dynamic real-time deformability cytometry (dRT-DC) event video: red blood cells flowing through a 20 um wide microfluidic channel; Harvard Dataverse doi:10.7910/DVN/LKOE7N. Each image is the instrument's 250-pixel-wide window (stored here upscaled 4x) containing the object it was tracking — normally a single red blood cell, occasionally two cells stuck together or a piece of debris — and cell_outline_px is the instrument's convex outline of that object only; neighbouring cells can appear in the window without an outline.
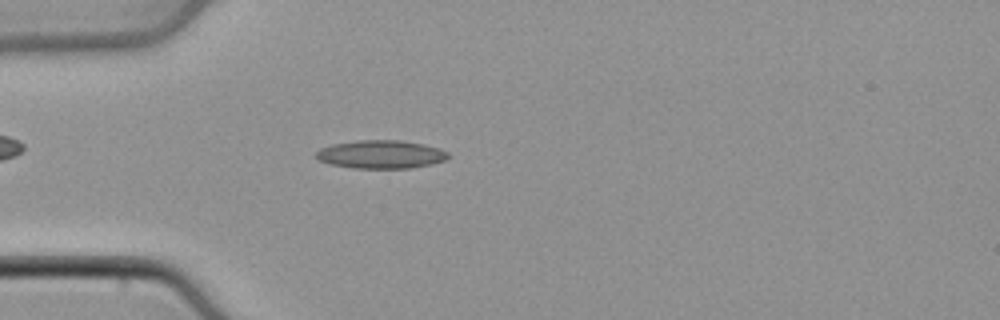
{"species": "common noctule bat (a hibernating species)", "species_latin": "Nyctalus noctula", "temperature_condition": "cold", "stored_images_in_passage": 48, "camera_frame_rate_fps": 3000, "um_per_image_px": 0.085, "animal": {"sex": "male", "body_mass_g": 21.5, "forearm_length_mm": 52.0}, "frame": {"image": 1, "passage_image": 13, "time_ms": 4.0, "image_size_px": [1000, 320], "cell_outline_px": [[448, 160], [432, 164], [412, 168], [352, 168], [332, 164], [320, 160], [316, 156], [316, 152], [320, 148], [332, 144], [356, 140], [400, 140], [440, 148], [448, 152]], "centroid_in_image_um": [32.4, 13.12], "position_along_channel_um": 52.6, "area_um2": 21.73}}
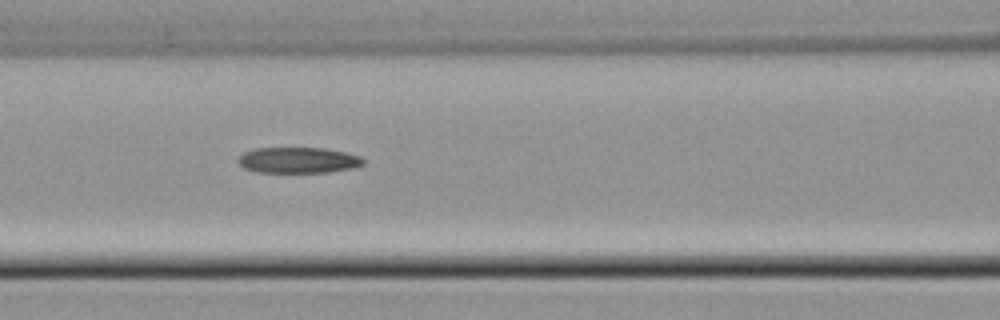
{"frame": {"image": 2, "passage_image": 20, "time_ms": 6.333, "image_size_px": [1000, 320], "cell_outline_px": [[364, 164], [352, 168], [328, 172], [256, 172], [244, 168], [240, 164], [240, 156], [244, 152], [252, 148], [324, 148], [344, 152], [360, 156], [364, 160]], "centroid_in_image_um": [25.35, 13.61], "position_along_channel_um": 141.2, "area_um2": 18.73}}
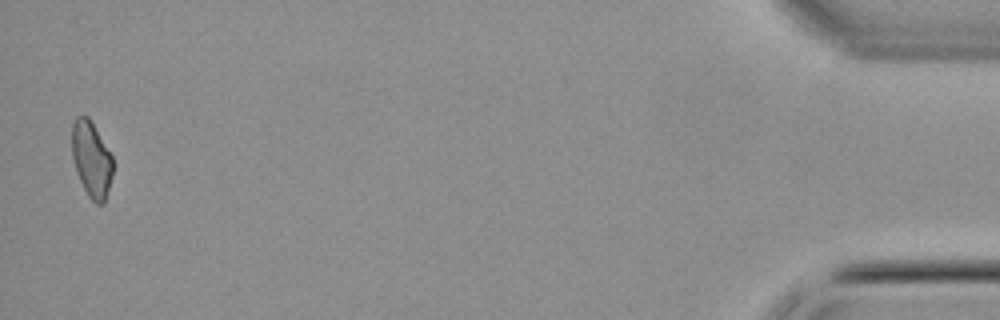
{"frame": {"image": 3, "passage_image": 47, "time_ms": 15.333, "image_size_px": [1000, 320], "cell_outline_px": [[112, 176], [104, 204], [96, 204], [88, 196], [80, 180], [72, 160], [72, 124], [76, 116], [88, 116], [112, 156]], "centroid_in_image_um": [7.76, 13.55], "position_along_channel_um": 427.4, "area_um2": 17.92}}